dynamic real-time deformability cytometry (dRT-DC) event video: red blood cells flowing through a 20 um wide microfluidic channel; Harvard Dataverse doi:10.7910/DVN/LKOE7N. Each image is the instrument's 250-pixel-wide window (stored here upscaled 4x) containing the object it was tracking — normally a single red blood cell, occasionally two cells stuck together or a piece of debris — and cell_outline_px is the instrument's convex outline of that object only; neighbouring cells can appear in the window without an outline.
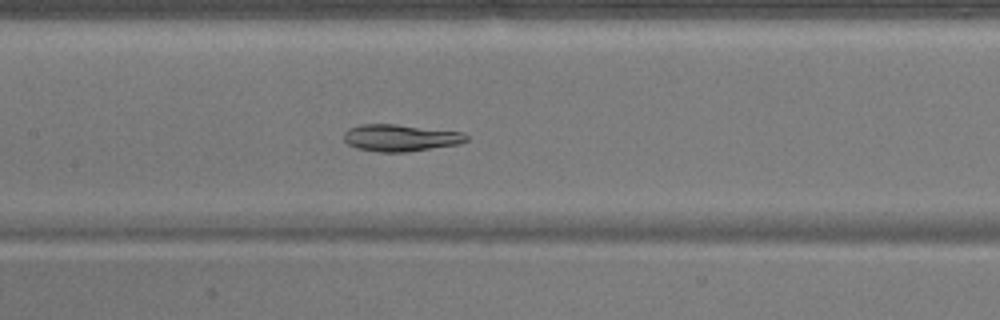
{"species": "common noctule bat (a hibernating species)", "species_latin": "Nyctalus noctula", "temperature_condition": "warm", "stored_images_in_passage": 52, "camera_frame_rate_fps": 3000, "um_per_image_px": 0.085, "animal": {"sex": "male", "body_mass_g": 17.9}, "frame": {"image": 1, "passage_image": 25, "time_ms": 8.0, "image_size_px": [1000, 320], "cell_outline_px": [[468, 140], [460, 144], [404, 152], [380, 152], [356, 148], [348, 144], [344, 140], [344, 132], [348, 128], [360, 124], [396, 124], [464, 132], [468, 136]], "centroid_in_image_um": [34.04, 11.71], "position_along_channel_um": 173.4, "area_um2": 19.31}}
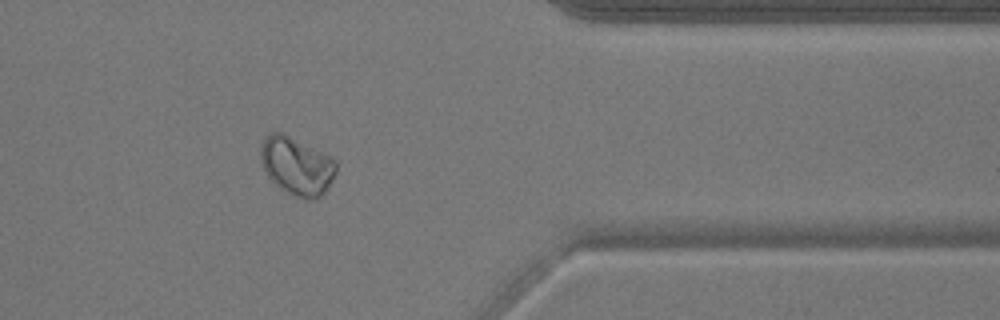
{"frame": {"image": 2, "passage_image": 43, "time_ms": 14.0, "image_size_px": [1000, 320], "cell_outline_px": [[336, 172], [324, 192], [320, 196], [308, 200], [296, 196], [280, 188], [264, 172], [260, 160], [260, 144], [264, 136], [268, 132], [280, 132], [332, 156], [336, 164]], "centroid_in_image_um": [25.18, 14.08], "position_along_channel_um": 386.2, "area_um2": 25.43}}
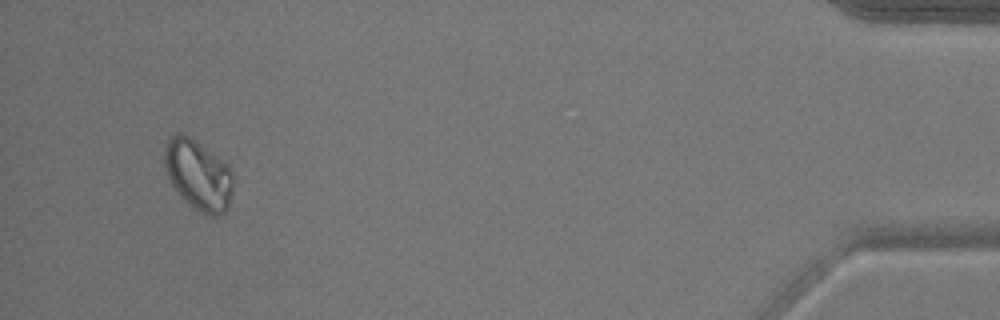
{"frame": {"image": 3, "passage_image": 50, "time_ms": 16.333, "image_size_px": [1000, 320], "cell_outline_px": [[232, 188], [228, 208], [224, 212], [216, 216], [208, 216], [192, 208], [176, 192], [168, 176], [164, 164], [164, 148], [168, 140], [172, 136], [180, 132], [184, 132], [228, 164], [232, 168]], "centroid_in_image_um": [16.84, 14.87], "position_along_channel_um": 418.4, "area_um2": 28.26}, "authors_computed_cell_mechanics": {"area_um2": 23.3801, "velocity_mm_per_s": 3.8206, "shape_relaxation_time_tau1_ms": 7.3856, "shape_relaxation_time_tau2_ms": null, "deformation_change_tau1": 0.1435, "deformation_change_tau2": null}}